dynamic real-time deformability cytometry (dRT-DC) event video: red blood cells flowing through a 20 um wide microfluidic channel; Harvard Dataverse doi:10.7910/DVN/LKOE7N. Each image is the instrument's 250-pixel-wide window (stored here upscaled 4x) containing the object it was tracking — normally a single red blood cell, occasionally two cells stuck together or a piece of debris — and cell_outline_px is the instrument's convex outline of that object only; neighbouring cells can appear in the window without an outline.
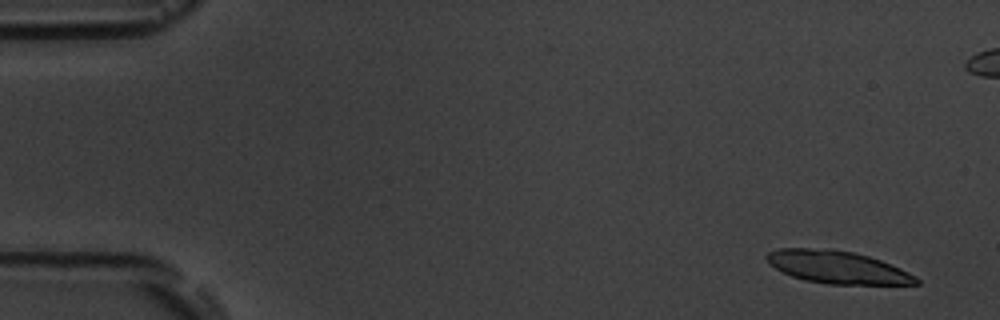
{"species": "common noctule bat (a hibernating species)", "species_latin": "Nyctalus noctula", "temperature_condition": "room temperature", "stored_images_in_passage": 6, "camera_frame_rate_fps": 3000, "um_per_image_px": 0.085, "animal": {"sex": "male", "body_mass_g": 19.5, "forearm_length_mm": 54.6}, "frame": {"image": 1, "passage_image": 1, "time_ms": 0.0, "image_size_px": [1000, 320], "cell_outline_px": [[920, 284], [828, 284], [804, 280], [792, 276], [768, 264], [764, 256], [768, 252], [780, 248], [808, 248], [852, 252], [868, 256], [880, 260], [900, 268], [916, 276], [920, 280]], "centroid_in_image_um": [71.16, 22.72], "position_along_channel_um": 13.8, "area_um2": 28.09}}
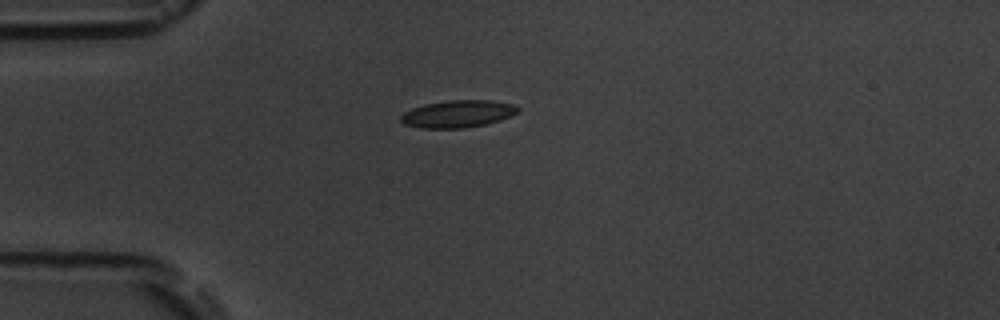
{"frame": {"image": 2, "passage_image": 6, "time_ms": 6.333, "image_size_px": [1000, 320], "cell_outline_px": [[520, 108], [512, 116], [488, 124], [464, 128], [420, 128], [404, 124], [400, 120], [400, 116], [404, 112], [412, 108], [424, 104], [448, 100], [492, 100], [512, 104]], "centroid_in_image_um": [38.91, 9.68], "position_along_channel_um": 46.1, "area_um2": 18.73}}